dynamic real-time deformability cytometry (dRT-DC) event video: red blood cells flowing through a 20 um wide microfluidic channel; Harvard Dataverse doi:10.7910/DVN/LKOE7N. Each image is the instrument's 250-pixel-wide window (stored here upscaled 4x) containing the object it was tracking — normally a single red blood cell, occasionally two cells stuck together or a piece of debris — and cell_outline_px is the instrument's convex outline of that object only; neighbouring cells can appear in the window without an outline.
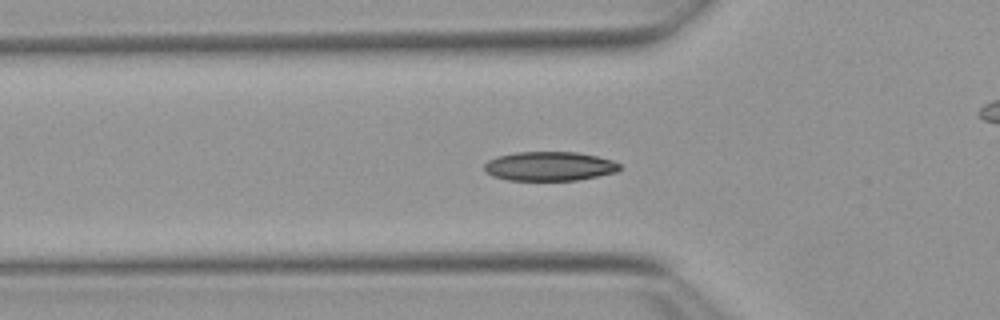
{"species": "Egyptian fruit bat (a non-hibernating species)", "species_latin": "Rousettus aegyptiacus", "temperature_condition": "warm", "stored_images_in_passage": 42, "camera_frame_rate_fps": 3000, "um_per_image_px": 0.085, "animal": {"sex": "female"}, "frame": {"image": 1, "passage_image": 10, "time_ms": 3.0, "image_size_px": [1000, 320], "cell_outline_px": [[620, 168], [616, 172], [576, 180], [508, 180], [492, 176], [484, 172], [484, 164], [488, 160], [496, 156], [516, 152], [576, 152], [596, 156], [612, 160], [620, 164]], "centroid_in_image_um": [46.65, 14.12], "position_along_channel_um": 79.1, "area_um2": 23.0}}
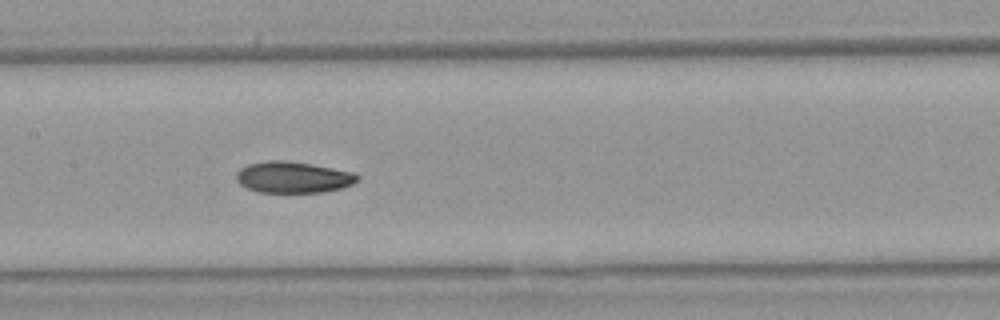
{"frame": {"image": 2, "passage_image": 18, "time_ms": 5.667, "image_size_px": [1000, 320], "cell_outline_px": [[360, 176], [352, 184], [340, 188], [324, 192], [260, 192], [248, 188], [240, 184], [236, 180], [236, 172], [240, 168], [248, 164], [268, 160], [288, 160], [312, 164], [352, 172]], "centroid_in_image_um": [24.88, 15.05], "position_along_channel_um": 182.5, "area_um2": 22.02}}
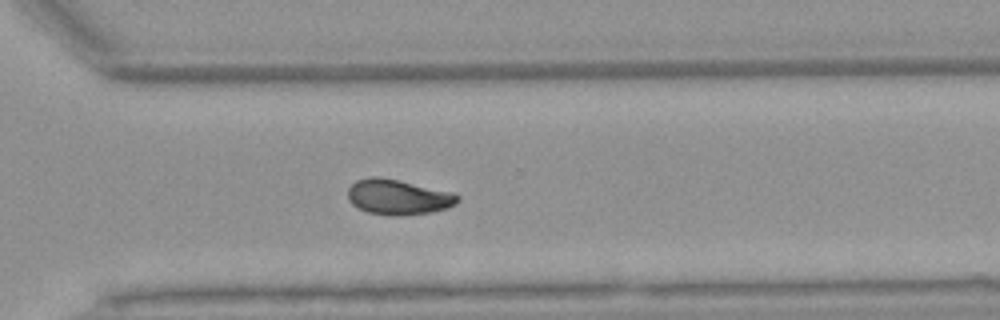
{"frame": {"image": 3, "passage_image": 30, "time_ms": 9.667, "image_size_px": [1000, 320], "cell_outline_px": [[460, 200], [456, 204], [448, 208], [428, 212], [400, 216], [396, 216], [368, 212], [352, 204], [348, 200], [348, 188], [356, 180], [372, 176], [376, 176], [456, 192], [460, 196]], "centroid_in_image_um": [33.88, 16.74], "position_along_channel_um": 336.7, "area_um2": 22.54}}